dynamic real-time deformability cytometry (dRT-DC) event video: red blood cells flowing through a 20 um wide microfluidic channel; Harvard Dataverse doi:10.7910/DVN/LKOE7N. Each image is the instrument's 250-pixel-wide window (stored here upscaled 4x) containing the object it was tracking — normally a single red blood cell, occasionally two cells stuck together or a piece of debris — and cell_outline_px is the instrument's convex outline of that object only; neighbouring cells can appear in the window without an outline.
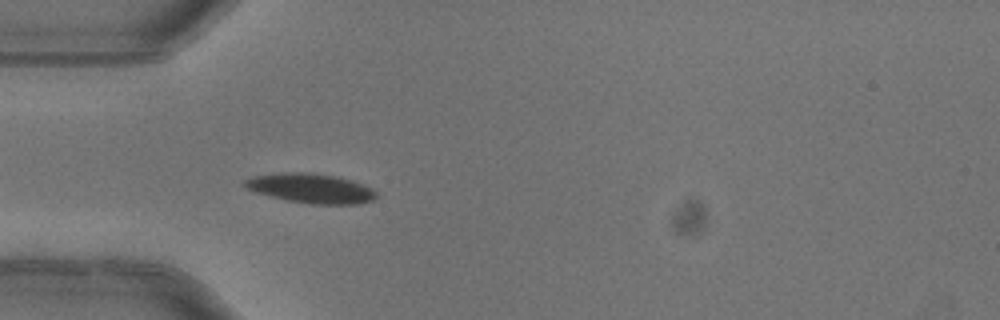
{"species": "common noctule bat (a hibernating species)", "species_latin": "Nyctalus noctula", "temperature_condition": "warm", "stored_images_in_passage": 3, "camera_frame_rate_fps": 3000, "um_per_image_px": 0.085, "animal": {"sex": "female"}, "frame": {"image": 1, "passage_image": 3, "time_ms": 0.667, "image_size_px": [1000, 320], "cell_outline_px": [[376, 196], [372, 200], [360, 204], [312, 204], [284, 200], [256, 192], [248, 188], [244, 184], [244, 180], [256, 176], [292, 172], [304, 172], [336, 176], [352, 180], [372, 188], [376, 192]], "centroid_in_image_um": [26.47, 16.02], "position_along_channel_um": 58.5, "area_um2": 22.37}}